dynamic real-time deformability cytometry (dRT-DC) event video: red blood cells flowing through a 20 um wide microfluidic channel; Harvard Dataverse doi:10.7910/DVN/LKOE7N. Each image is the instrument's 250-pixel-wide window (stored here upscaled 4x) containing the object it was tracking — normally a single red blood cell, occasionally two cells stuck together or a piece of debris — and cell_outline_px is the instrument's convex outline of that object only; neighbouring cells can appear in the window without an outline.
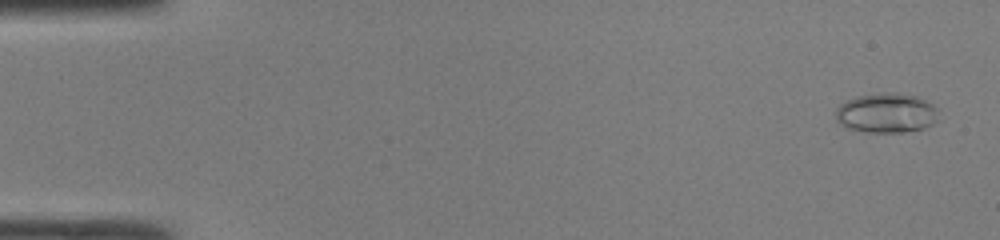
{"species": "common noctule bat (a hibernating species)", "species_latin": "Nyctalus noctula", "temperature_condition": "room temperature", "stored_images_in_passage": 48, "camera_frame_rate_fps": 3000, "um_per_image_px": 0.085, "animal": {"sex": "male", "body_mass_g": 19.0, "forearm_length_mm": 50.8}, "frame": {"image": 1, "passage_image": 2, "time_ms": 0.333, "image_size_px": [1000, 240], "cell_outline_px": [[940, 120], [924, 128], [904, 132], [868, 132], [848, 128], [840, 124], [836, 120], [836, 108], [840, 104], [856, 96], [884, 92], [896, 92], [916, 96], [932, 104], [936, 108]], "centroid_in_image_um": [75.36, 9.6], "position_along_channel_um": 9.6, "area_um2": 23.93}}
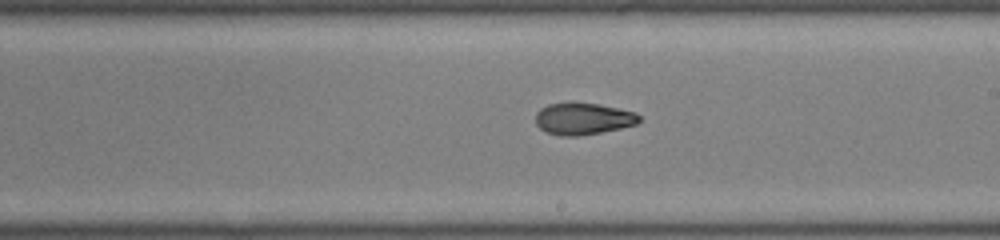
{"frame": {"image": 2, "passage_image": 28, "time_ms": 9.0, "image_size_px": [1000, 240], "cell_outline_px": [[640, 120], [636, 124], [620, 128], [600, 132], [576, 136], [560, 136], [544, 132], [536, 124], [536, 112], [540, 108], [548, 104], [572, 100], [600, 104], [636, 112], [640, 116]], "centroid_in_image_um": [49.52, 10.06], "position_along_channel_um": 239.5, "area_um2": 19.71}}
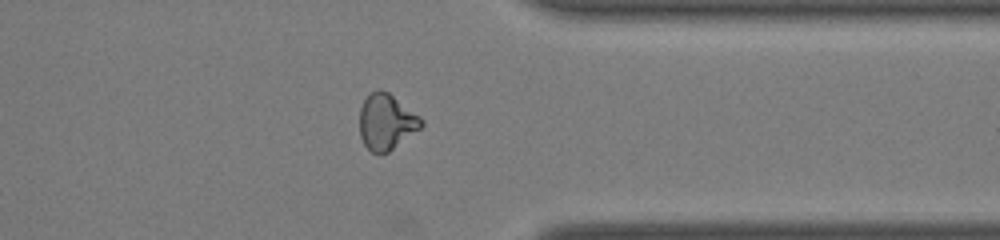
{"frame": {"image": 3, "passage_image": 38, "time_ms": 12.333, "image_size_px": [1000, 240], "cell_outline_px": [[424, 124], [420, 128], [388, 152], [380, 156], [372, 152], [364, 144], [360, 136], [360, 108], [364, 100], [376, 88], [380, 88], [388, 92], [420, 116], [424, 120]], "centroid_in_image_um": [32.83, 10.36], "position_along_channel_um": 378.6, "area_um2": 20.06}}